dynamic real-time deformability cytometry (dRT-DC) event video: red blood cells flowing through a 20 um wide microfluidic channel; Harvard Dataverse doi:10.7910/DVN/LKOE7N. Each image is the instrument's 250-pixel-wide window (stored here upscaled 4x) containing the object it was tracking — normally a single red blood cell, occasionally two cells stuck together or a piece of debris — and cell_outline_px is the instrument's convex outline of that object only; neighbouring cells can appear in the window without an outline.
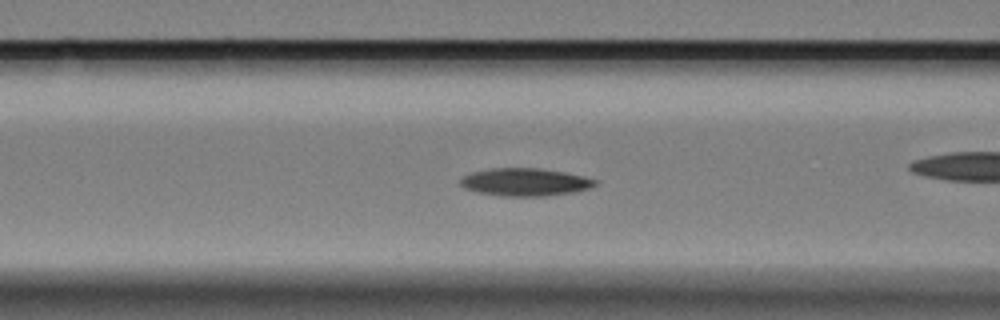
{"species": "Egyptian fruit bat (a non-hibernating species)", "species_latin": "Rousettus aegyptiacus", "temperature_condition": "cold", "stored_images_in_passage": 52, "camera_frame_rate_fps": 3000, "um_per_image_px": 0.085, "animal": {"sex": "female"}, "frame": {"image": 1, "passage_image": 15, "time_ms": 4.667, "image_size_px": [1000, 320], "cell_outline_px": [[600, 180], [592, 188], [572, 192], [548, 196], [504, 196], [476, 192], [464, 188], [460, 184], [460, 176], [472, 172], [488, 168], [540, 168], [564, 172], [584, 176]], "centroid_in_image_um": [44.63, 15.47], "position_along_channel_um": 122.0, "area_um2": 22.08}}
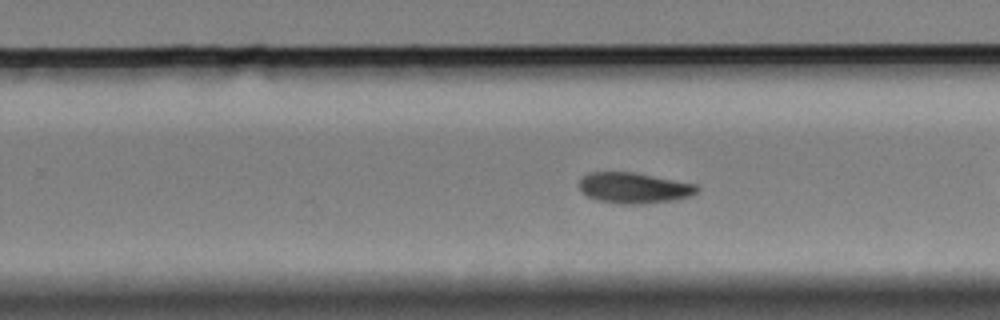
{"frame": {"image": 2, "passage_image": 29, "time_ms": 9.333, "image_size_px": [1000, 320], "cell_outline_px": [[700, 192], [692, 196], [676, 200], [644, 204], [620, 204], [596, 200], [580, 192], [576, 184], [580, 176], [588, 172], [632, 172], [696, 184], [700, 188]], "centroid_in_image_um": [53.85, 15.98], "position_along_channel_um": 276.0, "area_um2": 21.68}}
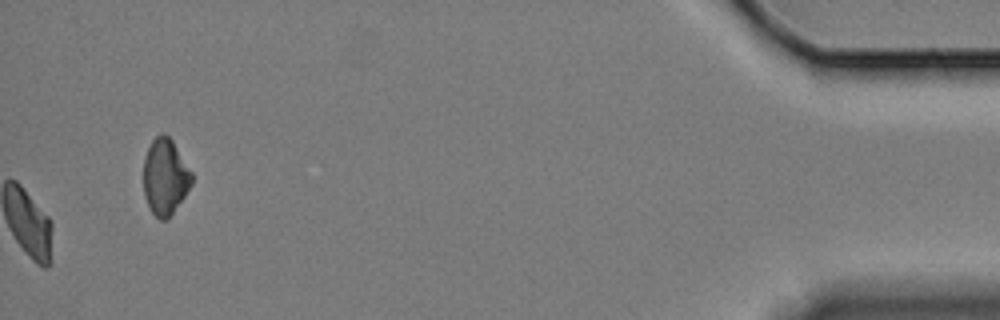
{"frame": {"image": 3, "passage_image": 52, "time_ms": 17.0, "image_size_px": [1000, 320], "cell_outline_px": [[192, 184], [184, 196], [172, 212], [164, 220], [160, 220], [152, 212], [144, 196], [144, 156], [152, 140], [160, 132], [164, 132], [172, 140], [192, 172]], "centroid_in_image_um": [14.03, 14.98], "position_along_channel_um": 421.2, "area_um2": 21.15}, "authors_computed_cell_mechanics": {"area_um2": 21.5016, "velocity_mm_per_s": 3.308, "shape_relaxation_time_tau1_ms": 5.8376, "shape_relaxation_time_tau2_ms": null, "deformation_change_tau1": 0.1553, "deformation_change_tau2": null}}